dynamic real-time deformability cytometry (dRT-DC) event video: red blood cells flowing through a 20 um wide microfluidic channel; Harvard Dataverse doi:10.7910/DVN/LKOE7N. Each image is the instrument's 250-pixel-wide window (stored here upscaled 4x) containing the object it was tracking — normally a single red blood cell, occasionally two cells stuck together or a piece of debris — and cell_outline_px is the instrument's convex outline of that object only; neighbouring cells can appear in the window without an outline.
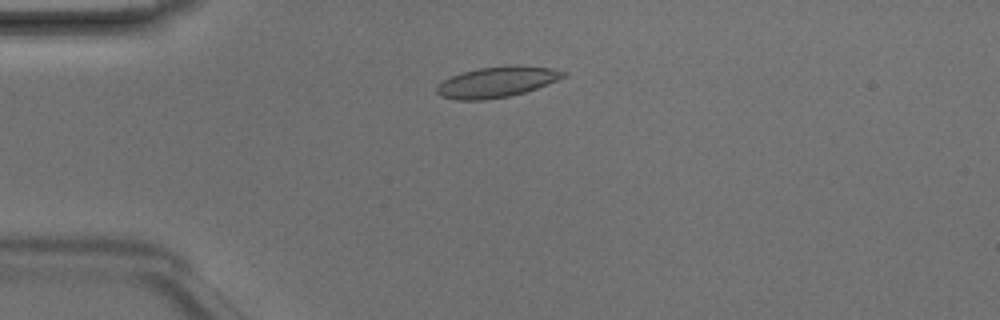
{"species": "Egyptian fruit bat (a non-hibernating species)", "species_latin": "Rousettus aegyptiacus", "temperature_condition": "room temperature", "stored_images_in_passage": 2, "camera_frame_rate_fps": 3000, "um_per_image_px": 0.085, "animal": {"sex": "male"}, "frame": {"image": 1, "passage_image": 2, "time_ms": 0.333, "image_size_px": [1000, 320], "cell_outline_px": [[568, 72], [564, 76], [556, 80], [536, 88], [524, 92], [508, 96], [484, 100], [456, 100], [440, 96], [436, 92], [436, 88], [444, 80], [460, 72], [480, 68], [512, 64], [552, 68]], "centroid_in_image_um": [42.21, 6.96], "position_along_channel_um": 42.8, "area_um2": 22.54}}